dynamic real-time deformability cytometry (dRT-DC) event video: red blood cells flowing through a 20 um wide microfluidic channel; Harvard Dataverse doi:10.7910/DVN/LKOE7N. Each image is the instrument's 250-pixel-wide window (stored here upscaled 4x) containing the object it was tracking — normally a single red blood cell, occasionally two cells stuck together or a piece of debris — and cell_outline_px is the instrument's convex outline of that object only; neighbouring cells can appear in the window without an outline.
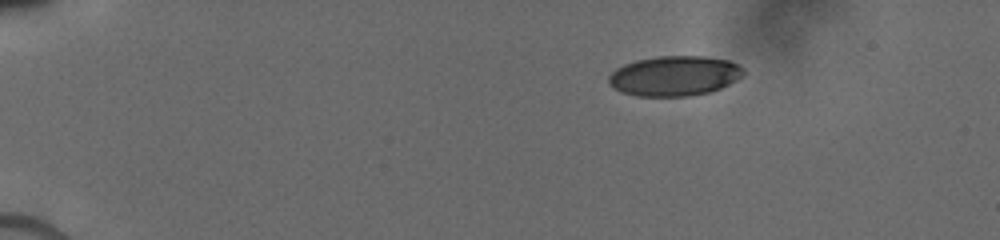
{"species": "human", "species_latin": "Homo sapiens", "temperature_condition": "cold", "stored_images_in_passage": 30, "camera_frame_rate_fps": 3000, "um_per_image_px": 0.085, "donor": {"sex": "male"}, "frame": {"image": 1, "passage_image": 1, "time_ms": 0.0, "image_size_px": [1000, 240], "cell_outline_px": [[744, 72], [740, 76], [728, 84], [720, 88], [708, 92], [688, 96], [636, 96], [624, 92], [608, 84], [608, 76], [616, 68], [624, 64], [636, 60], [660, 56], [704, 56], [728, 60], [744, 68]], "centroid_in_image_um": [57.3, 6.44], "position_along_channel_um": 27.7, "area_um2": 31.15}}
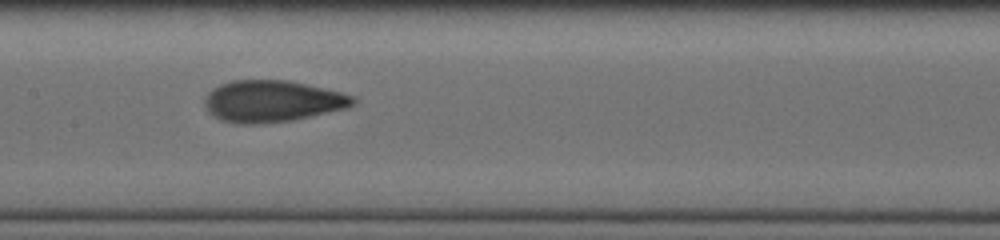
{"frame": {"image": 2, "passage_image": 14, "time_ms": 6.333, "image_size_px": [1000, 240], "cell_outline_px": [[356, 100], [348, 108], [292, 120], [260, 124], [240, 124], [220, 120], [208, 112], [204, 104], [204, 100], [208, 92], [212, 88], [220, 84], [232, 80], [288, 80], [340, 92], [356, 96]], "centroid_in_image_um": [23.11, 8.6], "position_along_channel_um": 184.3, "area_um2": 36.07}}
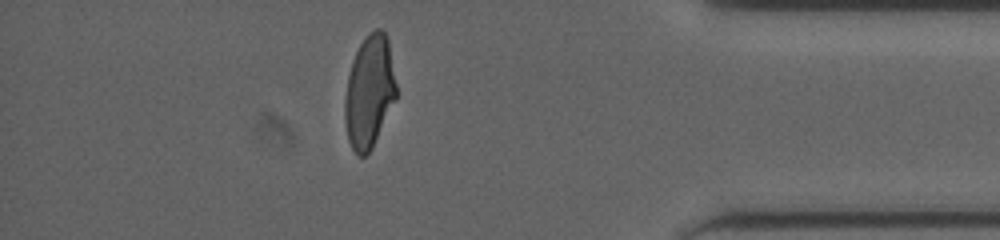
{"frame": {"image": 3, "passage_image": 26, "time_ms": 12.333, "image_size_px": [1000, 240], "cell_outline_px": [[396, 100], [372, 148], [364, 156], [356, 156], [348, 140], [344, 120], [344, 100], [348, 76], [356, 52], [360, 44], [368, 32], [376, 28], [380, 28], [384, 32], [388, 40], [396, 84]], "centroid_in_image_um": [31.39, 7.82], "position_along_channel_um": 403.8, "area_um2": 33.76}}